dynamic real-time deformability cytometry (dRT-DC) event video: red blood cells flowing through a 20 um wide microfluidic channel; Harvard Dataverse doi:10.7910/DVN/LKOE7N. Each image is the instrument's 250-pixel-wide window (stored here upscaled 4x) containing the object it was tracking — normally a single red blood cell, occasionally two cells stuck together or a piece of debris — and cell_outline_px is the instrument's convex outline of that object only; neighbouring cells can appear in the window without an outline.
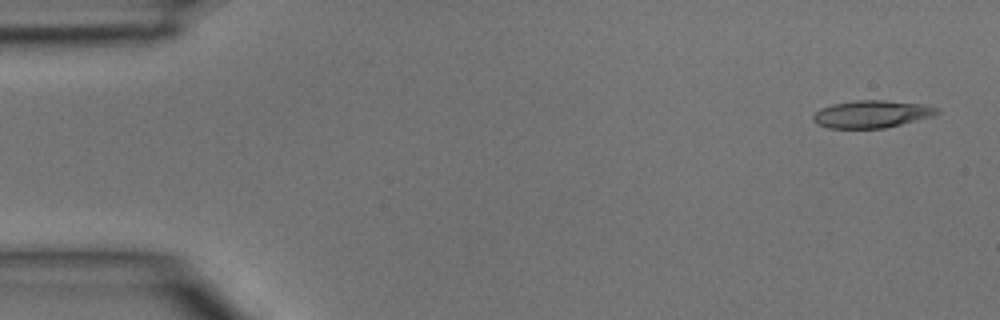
{"species": "common noctule bat (a hibernating species)", "species_latin": "Nyctalus noctula", "temperature_condition": "room temperature", "stored_images_in_passage": 4, "camera_frame_rate_fps": 3000, "um_per_image_px": 0.085, "animal": {"sex": "male", "body_mass_g": 15.6}, "frame": {"image": 1, "passage_image": 1, "time_ms": 0.0, "image_size_px": [1000, 320], "cell_outline_px": [[940, 112], [932, 116], [884, 128], [828, 128], [816, 124], [812, 120], [812, 116], [820, 108], [832, 104], [856, 100], [884, 100], [924, 104], [936, 108]], "centroid_in_image_um": [74.04, 9.69], "position_along_channel_um": 11.0, "area_um2": 19.71}}